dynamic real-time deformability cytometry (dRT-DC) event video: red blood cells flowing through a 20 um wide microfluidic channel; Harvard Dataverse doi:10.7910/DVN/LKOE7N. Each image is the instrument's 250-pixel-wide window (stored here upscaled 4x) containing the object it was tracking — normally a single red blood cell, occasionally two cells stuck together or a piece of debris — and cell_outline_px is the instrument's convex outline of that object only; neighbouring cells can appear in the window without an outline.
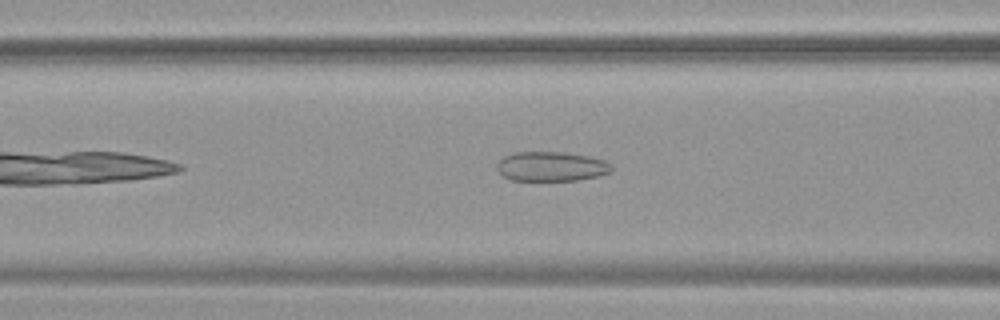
{"species": "common noctule bat (a hibernating species)", "species_latin": "Nyctalus noctula", "temperature_condition": "warm", "stored_images_in_passage": 35, "camera_frame_rate_fps": 3000, "um_per_image_px": 0.085, "animal": {"sex": "female", "body_mass_g": 19.9}, "frame": {"image": 1, "passage_image": 9, "time_ms": 2.667, "image_size_px": [1000, 320], "cell_outline_px": [[612, 168], [608, 172], [596, 176], [576, 180], [512, 180], [504, 176], [496, 168], [496, 164], [504, 156], [512, 152], [564, 152], [588, 156], [604, 160], [612, 164]], "centroid_in_image_um": [46.83, 14.13], "position_along_channel_um": 119.8, "area_um2": 19.59}}
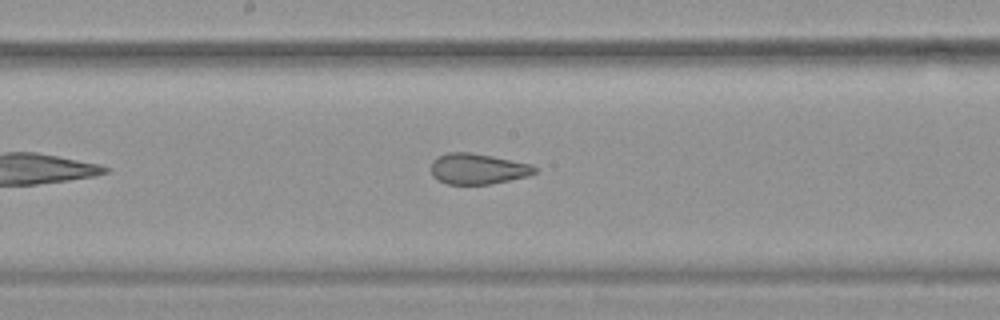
{"frame": {"image": 2, "passage_image": 16, "time_ms": 5.0, "image_size_px": [1000, 320], "cell_outline_px": [[536, 172], [528, 176], [492, 184], [448, 184], [432, 176], [432, 160], [448, 152], [468, 152], [492, 156], [532, 164], [536, 168]], "centroid_in_image_um": [40.63, 14.35], "position_along_channel_um": 207.6, "area_um2": 18.44}}
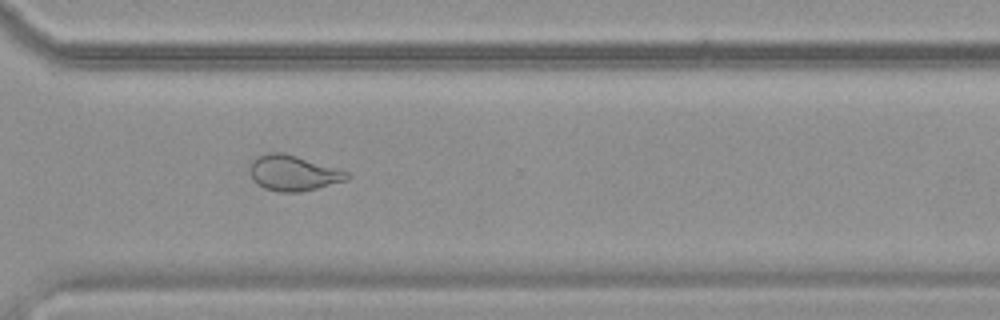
{"frame": {"image": 3, "passage_image": 27, "time_ms": 8.667, "image_size_px": [1000, 320], "cell_outline_px": [[352, 176], [344, 180], [316, 188], [300, 192], [280, 192], [264, 188], [256, 184], [252, 180], [248, 172], [248, 168], [252, 160], [256, 156], [268, 152], [284, 152], [348, 172]], "centroid_in_image_um": [24.83, 14.7], "position_along_channel_um": 345.8, "area_um2": 20.11}, "authors_computed_cell_mechanics": {"area_um2": 20.1144, "velocity_mm_per_s": 3.7758, "shape_relaxation_time_tau1_ms": null, "shape_relaxation_time_tau2_ms": 0.9624, "deformation_change_tau1": null, "deformation_change_tau2": 0.0743}}